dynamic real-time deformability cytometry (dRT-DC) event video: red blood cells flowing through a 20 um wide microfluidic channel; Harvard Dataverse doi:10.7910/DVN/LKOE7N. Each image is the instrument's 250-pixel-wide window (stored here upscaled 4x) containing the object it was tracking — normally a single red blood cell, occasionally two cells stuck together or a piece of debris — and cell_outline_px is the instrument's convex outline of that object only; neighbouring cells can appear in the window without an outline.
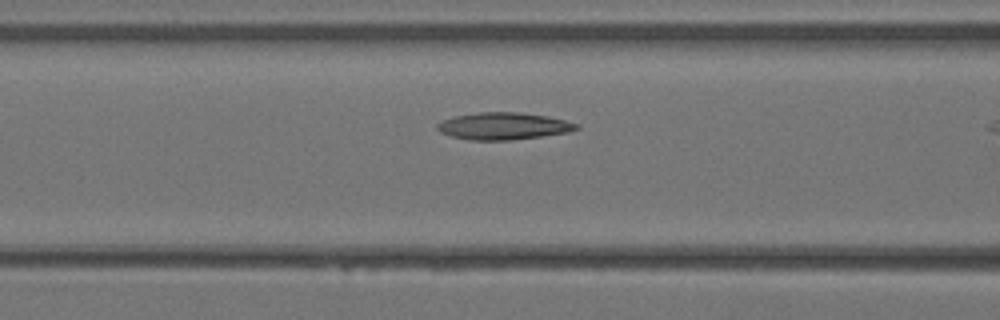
{"species": "Egyptian fruit bat (a non-hibernating species)", "species_latin": "Rousettus aegyptiacus", "temperature_condition": "warm", "stored_images_in_passage": 5, "camera_frame_rate_fps": 3000, "um_per_image_px": 0.085, "animal": {"sex": "female"}, "frame": {"image": 1, "passage_image": 4, "time_ms": 1.0, "image_size_px": [1000, 320], "cell_outline_px": [[580, 128], [568, 132], [512, 140], [472, 140], [452, 136], [440, 132], [436, 128], [436, 124], [452, 116], [476, 112], [520, 112], [548, 116], [580, 124]], "centroid_in_image_um": [42.79, 10.7], "position_along_channel_um": 123.8, "area_um2": 22.02}}